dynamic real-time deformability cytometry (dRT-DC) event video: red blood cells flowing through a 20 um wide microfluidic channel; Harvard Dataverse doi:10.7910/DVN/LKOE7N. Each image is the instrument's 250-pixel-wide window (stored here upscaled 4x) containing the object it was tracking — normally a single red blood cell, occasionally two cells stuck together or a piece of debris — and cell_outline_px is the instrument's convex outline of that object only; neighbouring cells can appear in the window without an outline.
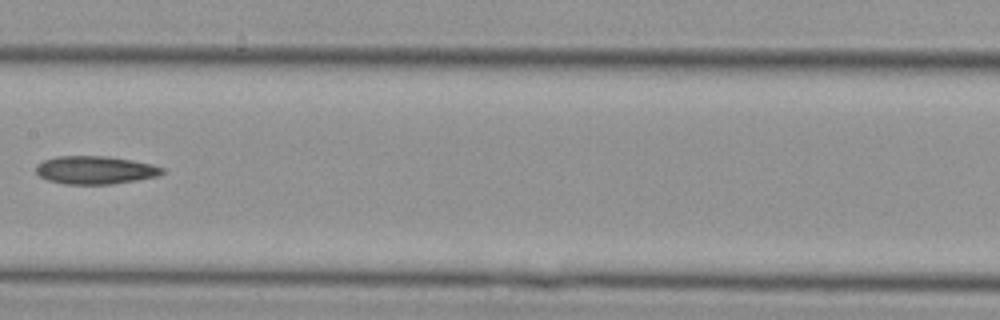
{"species": "Egyptian fruit bat (a non-hibernating species)", "species_latin": "Rousettus aegyptiacus", "temperature_condition": "cold", "stored_images_in_passage": 23, "camera_frame_rate_fps": 3000, "um_per_image_px": 0.085, "animal": {"sex": "female"}, "frame": {"image": 1, "passage_image": 10, "time_ms": 3.0, "image_size_px": [1000, 320], "cell_outline_px": [[164, 172], [160, 176], [112, 184], [64, 184], [48, 180], [40, 176], [36, 172], [36, 164], [44, 160], [56, 156], [104, 156], [132, 160], [152, 164], [164, 168]], "centroid_in_image_um": [8.1, 14.45], "position_along_channel_um": 199.3, "area_um2": 20.69}}
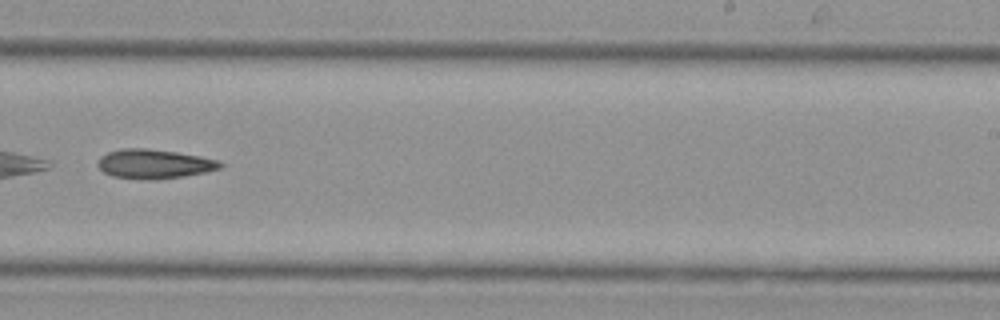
{"frame": {"image": 2, "passage_image": 14, "time_ms": 4.333, "image_size_px": [1000, 320], "cell_outline_px": [[224, 164], [220, 168], [204, 172], [180, 176], [152, 180], [112, 176], [104, 172], [96, 164], [100, 156], [108, 152], [124, 148], [144, 148], [176, 152], [200, 156], [220, 160]], "centroid_in_image_um": [13.09, 13.92], "position_along_channel_um": 275.9, "area_um2": 20.69}}